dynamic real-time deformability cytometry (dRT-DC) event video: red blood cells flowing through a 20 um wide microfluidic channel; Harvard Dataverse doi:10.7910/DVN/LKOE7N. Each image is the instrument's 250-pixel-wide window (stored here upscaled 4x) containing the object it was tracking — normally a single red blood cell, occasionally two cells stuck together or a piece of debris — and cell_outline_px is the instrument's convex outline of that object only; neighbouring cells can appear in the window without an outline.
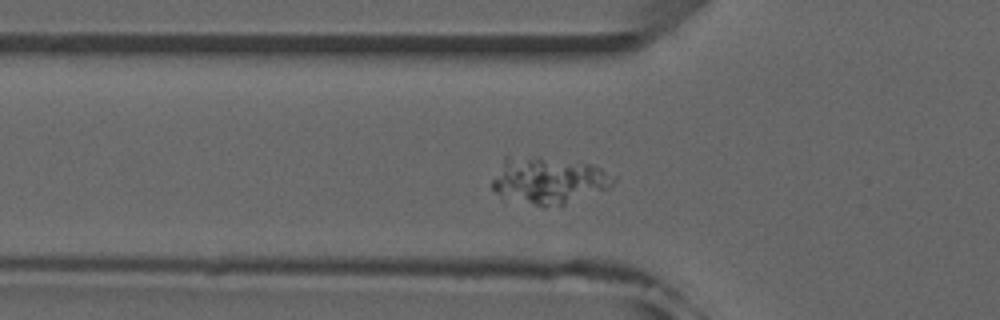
{"species": "common noctule bat (a hibernating species)", "species_latin": "Nyctalus noctula", "temperature_condition": "room temperature", "stored_images_in_passage": 39, "camera_frame_rate_fps": 3000, "um_per_image_px": 0.085, "animal": {"sex": "male", "forearm_length_mm": 52.5}, "frame": {"image": 1, "passage_image": 4, "time_ms": 1.0, "image_size_px": [1000, 320], "cell_outline_px": [[592, 180], [564, 196], [544, 204], [540, 204], [492, 188], [492, 184], [496, 180], [516, 172], [568, 168], [588, 168]], "centroid_in_image_um": [46.18, 15.61], "position_along_channel_um": 79.6, "area_um2": 16.94}}
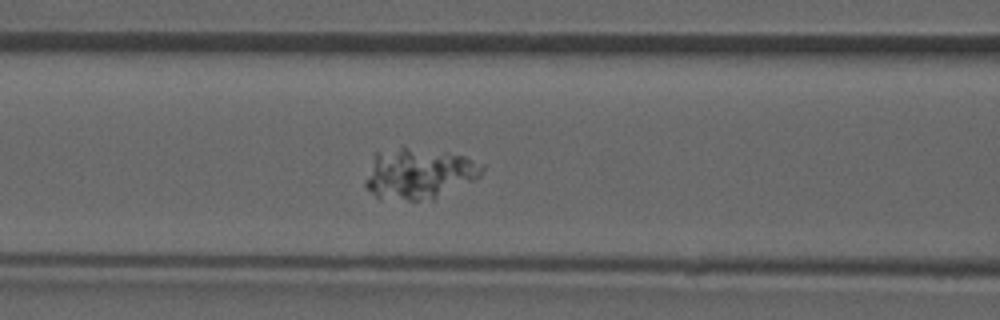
{"frame": {"image": 2, "passage_image": 8, "time_ms": 2.333, "image_size_px": [1000, 320], "cell_outline_px": [[464, 160], [460, 172], [432, 192], [408, 196], [404, 196], [368, 188], [368, 180], [376, 156], [404, 152], [408, 152], [460, 156]], "centroid_in_image_um": [35.09, 14.67], "position_along_channel_um": 131.5, "area_um2": 23.18}}
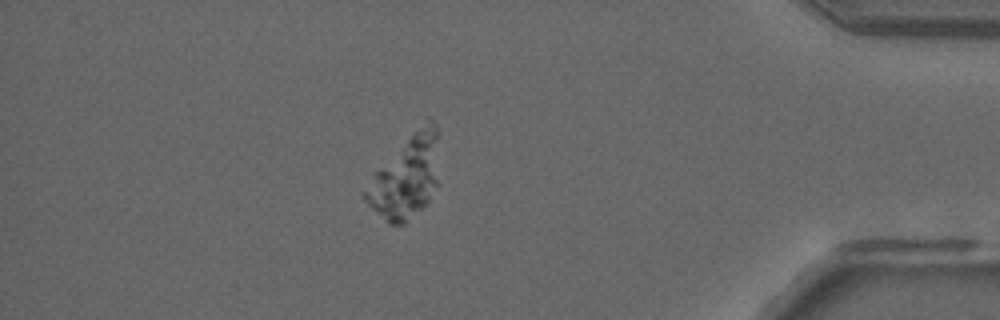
{"frame": {"image": 3, "passage_image": 32, "time_ms": 10.333, "image_size_px": [1000, 320], "cell_outline_px": [[436, 136], [432, 180], [424, 204], [400, 224], [392, 224], [364, 196], [376, 172], [412, 136]], "centroid_in_image_um": [34.34, 15.3], "position_along_channel_um": 400.9, "area_um2": 28.61}}